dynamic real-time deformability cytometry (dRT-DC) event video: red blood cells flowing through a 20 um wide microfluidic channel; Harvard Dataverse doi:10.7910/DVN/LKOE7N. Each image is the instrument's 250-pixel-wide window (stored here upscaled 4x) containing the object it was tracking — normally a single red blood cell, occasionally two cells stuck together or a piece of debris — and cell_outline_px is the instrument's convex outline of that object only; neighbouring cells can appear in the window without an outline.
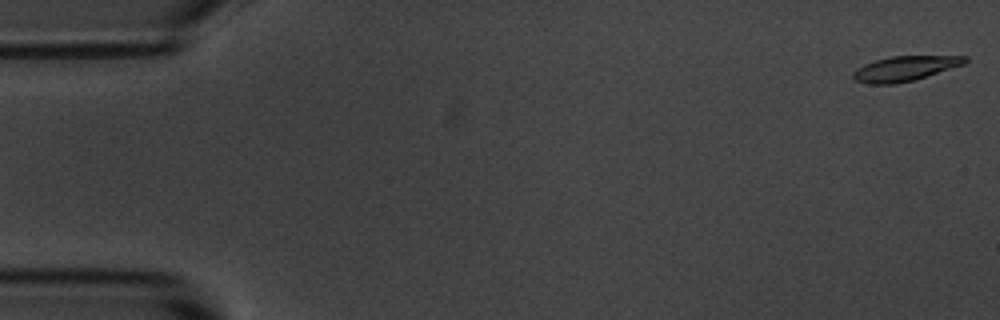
{"species": "common noctule bat (a hibernating species)", "species_latin": "Nyctalus noctula", "temperature_condition": "room temperature", "stored_images_in_passage": 11, "camera_frame_rate_fps": 3000, "um_per_image_px": 0.085, "animal": {"sex": "male", "body_mass_g": 20.1, "forearm_length_mm": 53.5}, "frame": {"image": 1, "passage_image": 1, "time_ms": 0.0, "image_size_px": [1000, 320], "cell_outline_px": [[968, 60], [964, 64], [916, 80], [896, 84], [868, 84], [856, 80], [852, 76], [852, 72], [856, 68], [864, 64], [876, 60], [892, 56], [968, 56]], "centroid_in_image_um": [76.91, 5.83], "position_along_channel_um": 8.1, "area_um2": 16.3}}
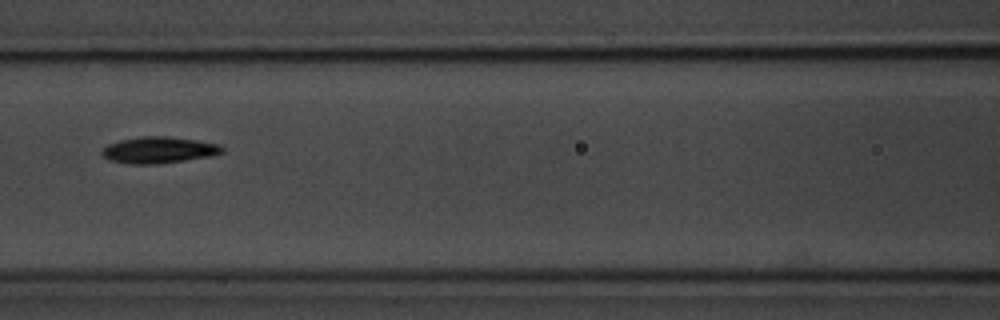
{"frame": {"image": 2, "passage_image": 7, "time_ms": 7.667, "image_size_px": [1000, 320], "cell_outline_px": [[224, 152], [212, 156], [156, 164], [128, 164], [108, 160], [100, 152], [108, 144], [120, 140], [140, 136], [168, 136], [196, 140], [216, 144], [224, 148]], "centroid_in_image_um": [13.47, 12.75], "position_along_channel_um": 153.1, "area_um2": 18.5}}
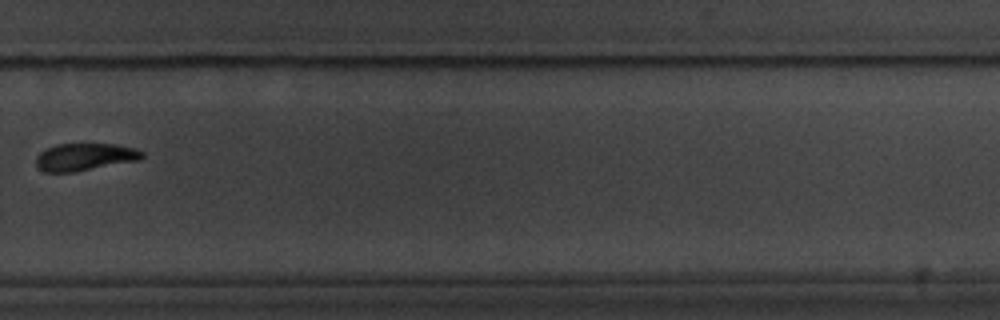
{"frame": {"image": 3, "passage_image": 11, "time_ms": 12.333, "image_size_px": [1000, 320], "cell_outline_px": [[144, 156], [140, 160], [76, 172], [44, 172], [36, 164], [36, 156], [40, 152], [56, 144], [116, 144], [136, 148], [144, 152]], "centroid_in_image_um": [7.24, 13.34], "position_along_channel_um": 322.6, "area_um2": 17.05}}